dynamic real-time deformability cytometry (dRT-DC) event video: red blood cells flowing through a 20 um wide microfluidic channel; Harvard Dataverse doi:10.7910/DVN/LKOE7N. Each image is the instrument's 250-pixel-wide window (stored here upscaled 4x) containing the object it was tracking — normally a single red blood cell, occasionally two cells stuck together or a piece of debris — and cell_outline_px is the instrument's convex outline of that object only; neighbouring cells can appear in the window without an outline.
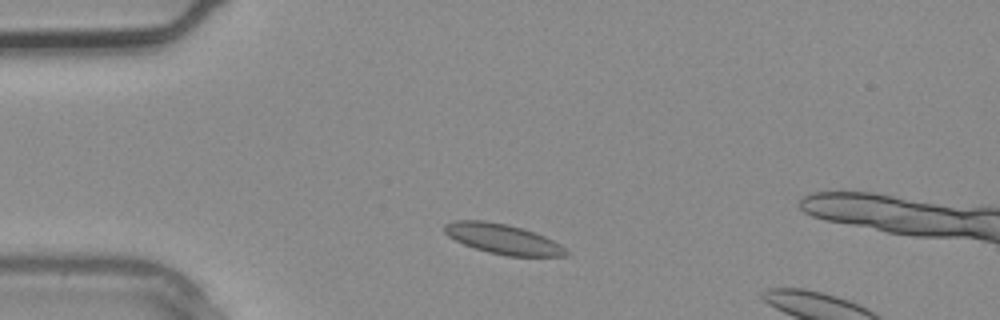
{"species": "common noctule bat (a hibernating species)", "species_latin": "Nyctalus noctula", "temperature_condition": "warm", "stored_images_in_passage": 3, "camera_frame_rate_fps": 3000, "um_per_image_px": 0.085, "animal": {"sex": "male", "body_mass_g": 20.4}, "frame": {"image": 1, "passage_image": 1, "time_ms": 0.0, "image_size_px": [1000, 320], "cell_outline_px": [[572, 252], [568, 256], [508, 256], [488, 252], [464, 244], [448, 236], [444, 232], [444, 224], [452, 220], [484, 220], [508, 224], [544, 236], [560, 244]], "centroid_in_image_um": [42.75, 20.31], "position_along_channel_um": 42.2, "area_um2": 21.27}}